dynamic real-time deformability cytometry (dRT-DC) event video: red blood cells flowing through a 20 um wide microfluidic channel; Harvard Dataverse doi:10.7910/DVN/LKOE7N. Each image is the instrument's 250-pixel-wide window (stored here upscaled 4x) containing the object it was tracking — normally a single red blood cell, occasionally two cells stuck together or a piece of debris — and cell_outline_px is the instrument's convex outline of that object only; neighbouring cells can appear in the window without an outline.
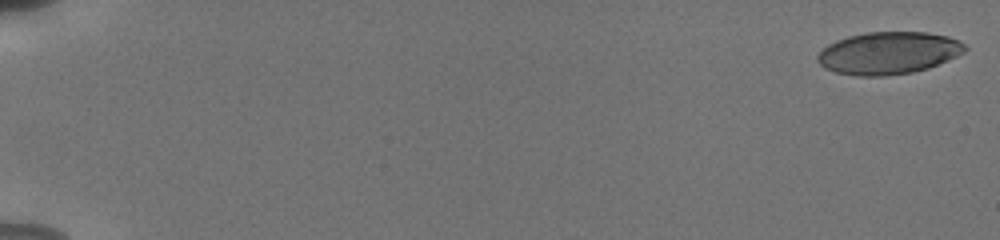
{"species": "human", "species_latin": "Homo sapiens", "temperature_condition": "cold", "stored_images_in_passage": 55, "camera_frame_rate_fps": 3000, "um_per_image_px": 0.085, "donor": {"sex": "male"}, "frame": {"image": 1, "passage_image": 1, "time_ms": 0.0, "image_size_px": [1000, 240], "cell_outline_px": [[968, 48], [964, 52], [956, 56], [928, 68], [912, 72], [884, 76], [856, 76], [836, 72], [824, 68], [816, 60], [816, 56], [828, 44], [836, 40], [848, 36], [868, 32], [928, 32], [948, 36], [960, 40]], "centroid_in_image_um": [75.51, 4.5], "position_along_channel_um": 9.5, "area_um2": 36.41}}
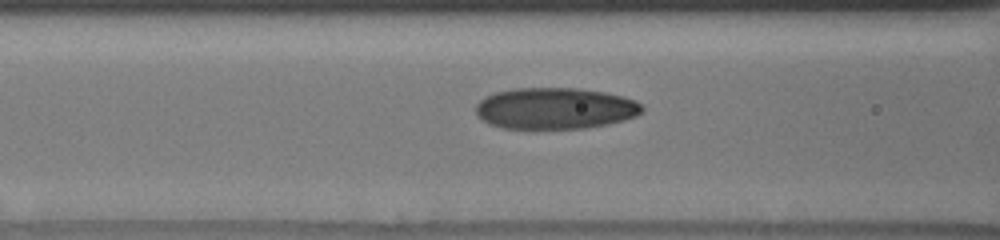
{"frame": {"image": 2, "passage_image": 25, "time_ms": 8.0, "image_size_px": [1000, 240], "cell_outline_px": [[644, 112], [636, 116], [624, 120], [608, 124], [584, 128], [532, 132], [504, 128], [488, 124], [476, 116], [476, 104], [484, 96], [496, 92], [512, 88], [576, 88], [604, 92], [624, 96], [636, 100], [644, 108]], "centroid_in_image_um": [47.14, 9.25], "position_along_channel_um": 119.5, "area_um2": 41.56}}
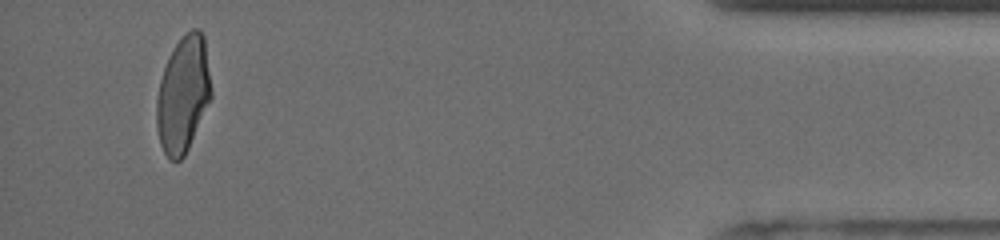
{"frame": {"image": 3, "passage_image": 53, "time_ms": 17.333, "image_size_px": [1000, 240], "cell_outline_px": [[212, 96], [188, 148], [184, 156], [180, 160], [168, 160], [160, 144], [156, 128], [156, 100], [160, 80], [168, 56], [172, 48], [192, 28], [200, 28], [204, 36], [212, 92]], "centroid_in_image_um": [15.55, 8.03], "position_along_channel_um": 419.6, "area_um2": 36.93}, "authors_computed_cell_mechanics": {"area_um2": 37.9168, "velocity_mm_per_s": 3.8218, "shape_relaxation_time_tau1_ms": 4.78, "shape_relaxation_time_tau2_ms": 1.2746, "deformation_change_tau1": 0.1515, "deformation_change_tau2": 0.0634}}